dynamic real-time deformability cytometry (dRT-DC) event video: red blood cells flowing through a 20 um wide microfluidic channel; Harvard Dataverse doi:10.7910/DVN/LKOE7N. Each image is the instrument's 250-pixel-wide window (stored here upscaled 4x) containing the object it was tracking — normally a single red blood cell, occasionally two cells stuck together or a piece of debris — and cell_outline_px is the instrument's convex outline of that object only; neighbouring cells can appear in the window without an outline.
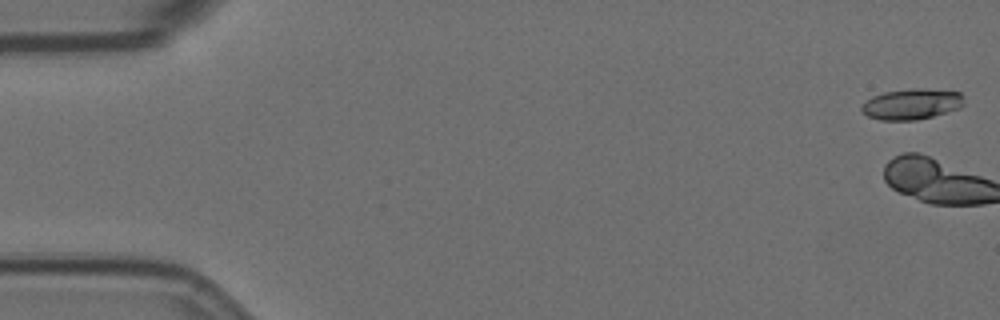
{"species": "Egyptian fruit bat (a non-hibernating species)", "species_latin": "Rousettus aegyptiacus", "temperature_condition": "room temperature", "stored_images_in_passage": 4, "camera_frame_rate_fps": 3000, "um_per_image_px": 0.085, "animal": {"sex": "female"}, "frame": {"image": 1, "passage_image": 2, "time_ms": 0.333, "image_size_px": [1000, 320], "cell_outline_px": [[964, 104], [960, 108], [932, 116], [916, 120], [880, 120], [868, 116], [860, 112], [860, 108], [872, 96], [884, 92], [912, 88], [924, 88], [960, 92], [964, 96]], "centroid_in_image_um": [77.5, 8.84], "position_along_channel_um": 7.5, "area_um2": 18.44}}